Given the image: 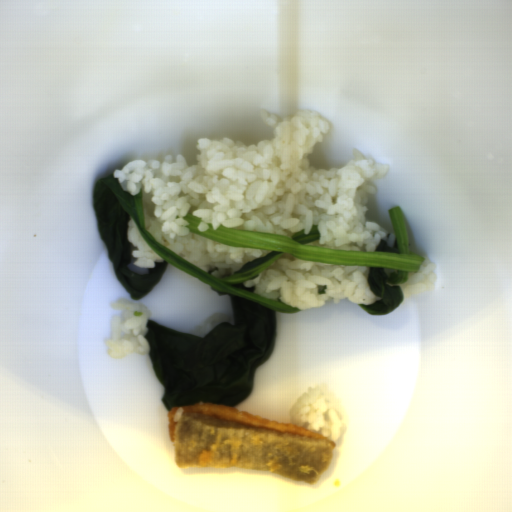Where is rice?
<instances>
[{
    "label": "rice",
    "mask_w": 512,
    "mask_h": 512,
    "mask_svg": "<svg viewBox=\"0 0 512 512\" xmlns=\"http://www.w3.org/2000/svg\"><path fill=\"white\" fill-rule=\"evenodd\" d=\"M435 268V262L431 261L428 256H424V262L421 264L419 272L409 273L407 281L399 284L404 298L434 291L438 280L434 272Z\"/></svg>",
    "instance_id": "6"
},
{
    "label": "rice",
    "mask_w": 512,
    "mask_h": 512,
    "mask_svg": "<svg viewBox=\"0 0 512 512\" xmlns=\"http://www.w3.org/2000/svg\"><path fill=\"white\" fill-rule=\"evenodd\" d=\"M291 425L312 430L336 444L345 431L343 409L331 388L309 386L290 409Z\"/></svg>",
    "instance_id": "3"
},
{
    "label": "rice",
    "mask_w": 512,
    "mask_h": 512,
    "mask_svg": "<svg viewBox=\"0 0 512 512\" xmlns=\"http://www.w3.org/2000/svg\"><path fill=\"white\" fill-rule=\"evenodd\" d=\"M370 266L330 264L299 259L285 253L243 286L265 299L280 300L299 311L334 304L347 298L357 305H372L380 297L368 282Z\"/></svg>",
    "instance_id": "2"
},
{
    "label": "rice",
    "mask_w": 512,
    "mask_h": 512,
    "mask_svg": "<svg viewBox=\"0 0 512 512\" xmlns=\"http://www.w3.org/2000/svg\"><path fill=\"white\" fill-rule=\"evenodd\" d=\"M231 317L223 312L213 313L201 326L192 330V336L205 338L212 330L223 323H229Z\"/></svg>",
    "instance_id": "7"
},
{
    "label": "rice",
    "mask_w": 512,
    "mask_h": 512,
    "mask_svg": "<svg viewBox=\"0 0 512 512\" xmlns=\"http://www.w3.org/2000/svg\"><path fill=\"white\" fill-rule=\"evenodd\" d=\"M273 139L246 144L230 138H199L196 165L184 154L163 161L134 160L114 170L123 191L143 195L145 229L164 247L209 272L231 277L249 261L272 250L220 244L190 233L187 214L201 218L197 228L243 229L294 236L320 231L305 245L344 251H374L381 240L393 247L395 234L369 221L368 197L389 164L375 163L356 148L342 168L316 169L308 157L330 130L325 116L299 109L282 118L261 109Z\"/></svg>",
    "instance_id": "1"
},
{
    "label": "rice",
    "mask_w": 512,
    "mask_h": 512,
    "mask_svg": "<svg viewBox=\"0 0 512 512\" xmlns=\"http://www.w3.org/2000/svg\"><path fill=\"white\" fill-rule=\"evenodd\" d=\"M126 240L136 249L131 250L133 265L139 269H152L155 262H164L158 253H156L142 236L133 218H129L127 222Z\"/></svg>",
    "instance_id": "5"
},
{
    "label": "rice",
    "mask_w": 512,
    "mask_h": 512,
    "mask_svg": "<svg viewBox=\"0 0 512 512\" xmlns=\"http://www.w3.org/2000/svg\"><path fill=\"white\" fill-rule=\"evenodd\" d=\"M183 414H184V409L182 407H179L174 414V417H173L174 422L179 421L182 418Z\"/></svg>",
    "instance_id": "8"
},
{
    "label": "rice",
    "mask_w": 512,
    "mask_h": 512,
    "mask_svg": "<svg viewBox=\"0 0 512 512\" xmlns=\"http://www.w3.org/2000/svg\"><path fill=\"white\" fill-rule=\"evenodd\" d=\"M112 310H123L124 314L113 315L110 319L111 334L106 341L108 357L118 359L129 354L146 355L151 344L145 338L146 327L152 313L146 305L132 302L127 298H118L111 303Z\"/></svg>",
    "instance_id": "4"
}]
</instances>
